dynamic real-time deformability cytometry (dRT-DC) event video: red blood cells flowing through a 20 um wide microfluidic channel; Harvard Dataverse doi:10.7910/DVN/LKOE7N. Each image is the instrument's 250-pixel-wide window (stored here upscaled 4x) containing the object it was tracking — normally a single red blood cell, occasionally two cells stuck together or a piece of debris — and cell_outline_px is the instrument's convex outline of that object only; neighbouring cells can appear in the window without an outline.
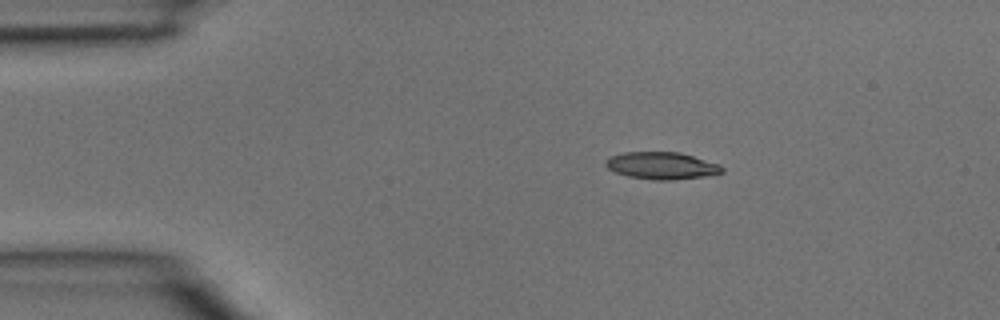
{"species": "common noctule bat (a hibernating species)", "species_latin": "Nyctalus noctula", "temperature_condition": "room temperature", "stored_images_in_passage": 2, "camera_frame_rate_fps": 3000, "um_per_image_px": 0.085, "animal": {"sex": "male", "body_mass_g": 15.6}, "frame": {"image": 1, "passage_image": 1, "time_ms": 0.0, "image_size_px": [1000, 320], "cell_outline_px": [[724, 172], [716, 176], [672, 180], [652, 180], [628, 176], [616, 172], [608, 168], [604, 164], [604, 160], [608, 156], [624, 152], [680, 152], [720, 164], [724, 168]], "centroid_in_image_um": [56.29, 14.09], "position_along_channel_um": 28.7, "area_um2": 18.9}}